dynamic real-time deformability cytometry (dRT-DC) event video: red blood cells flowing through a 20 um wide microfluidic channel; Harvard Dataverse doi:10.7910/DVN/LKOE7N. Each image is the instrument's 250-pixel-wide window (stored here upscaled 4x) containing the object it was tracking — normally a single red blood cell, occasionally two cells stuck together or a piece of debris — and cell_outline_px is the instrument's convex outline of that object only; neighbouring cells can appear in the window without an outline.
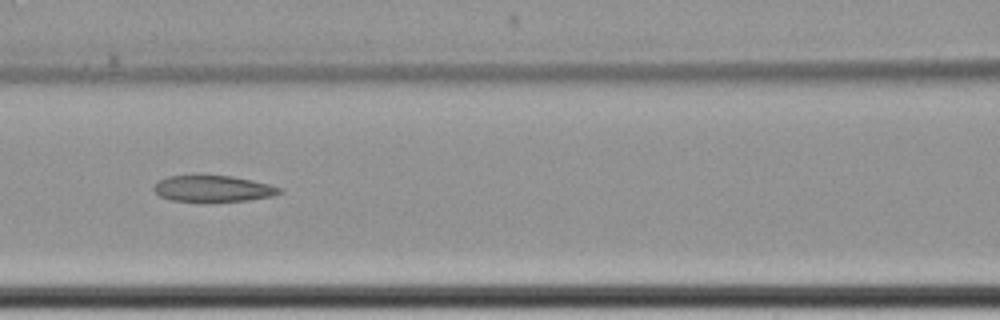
{"species": "common noctule bat (a hibernating species)", "species_latin": "Nyctalus noctula", "temperature_condition": "cold", "stored_images_in_passage": 10, "camera_frame_rate_fps": 3000, "um_per_image_px": 0.085, "animal": {"sex": "female", "body_mass_g": 22.7, "forearm_length_mm": 54.2}, "frame": {"image": 1, "passage_image": 9, "time_ms": 10.0, "image_size_px": [1000, 320], "cell_outline_px": [[284, 192], [272, 196], [248, 200], [212, 204], [172, 200], [160, 196], [152, 188], [160, 180], [168, 176], [232, 176], [252, 180], [284, 188]], "centroid_in_image_um": [18.16, 16.08], "position_along_channel_um": 148.4, "area_um2": 19.77}}
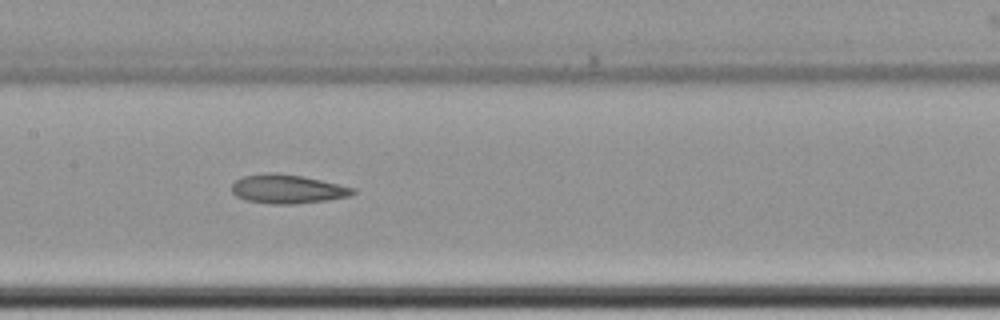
{"frame": {"image": 2, "passage_image": 10, "time_ms": 11.0, "image_size_px": [1000, 320], "cell_outline_px": [[356, 192], [352, 196], [324, 200], [292, 204], [272, 204], [244, 200], [236, 196], [232, 192], [232, 184], [236, 180], [244, 176], [264, 172], [276, 172], [304, 176], [356, 188]], "centroid_in_image_um": [24.43, 16.05], "position_along_channel_um": 183.0, "area_um2": 20.58}}